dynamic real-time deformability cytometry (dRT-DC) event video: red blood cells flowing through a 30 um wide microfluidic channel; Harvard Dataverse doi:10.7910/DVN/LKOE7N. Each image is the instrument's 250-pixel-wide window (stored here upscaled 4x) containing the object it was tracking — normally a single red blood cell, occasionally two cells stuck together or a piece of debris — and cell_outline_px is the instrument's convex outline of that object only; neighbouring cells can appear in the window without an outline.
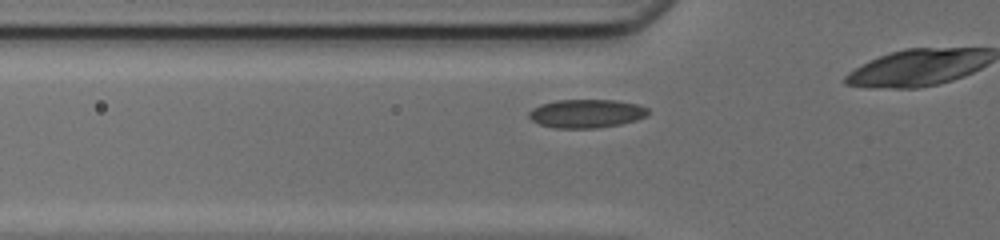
{"species": "common noctule bat (a hibernating species)", "species_latin": "Nyctalus noctula", "temperature_condition": "cold", "stored_images_in_passage": 10, "camera_frame_rate_fps": 3000, "um_per_image_px": 0.085, "animal": {"sex": "female", "body_mass_g": 17.0, "forearm_length_mm": 48.0}, "frame": {"image": 1, "passage_image": 5, "time_ms": 1.333, "image_size_px": [1000, 240], "cell_outline_px": [[648, 112], [644, 116], [636, 120], [620, 124], [596, 128], [552, 128], [540, 124], [532, 120], [528, 116], [528, 112], [532, 108], [540, 104], [556, 100], [616, 100], [640, 104], [648, 108]], "centroid_in_image_um": [49.82, 9.64], "position_along_channel_um": 76.0, "area_um2": 19.88}}
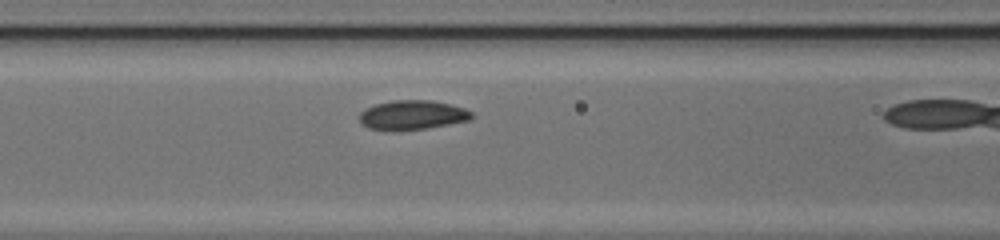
{"frame": {"image": 2, "passage_image": 9, "time_ms": 2.667, "image_size_px": [1000, 240], "cell_outline_px": [[472, 116], [468, 120], [448, 124], [424, 128], [368, 128], [360, 124], [360, 112], [376, 104], [392, 100], [432, 100], [464, 108], [472, 112]], "centroid_in_image_um": [35.05, 9.73], "position_along_channel_um": 131.5, "area_um2": 18.38}}